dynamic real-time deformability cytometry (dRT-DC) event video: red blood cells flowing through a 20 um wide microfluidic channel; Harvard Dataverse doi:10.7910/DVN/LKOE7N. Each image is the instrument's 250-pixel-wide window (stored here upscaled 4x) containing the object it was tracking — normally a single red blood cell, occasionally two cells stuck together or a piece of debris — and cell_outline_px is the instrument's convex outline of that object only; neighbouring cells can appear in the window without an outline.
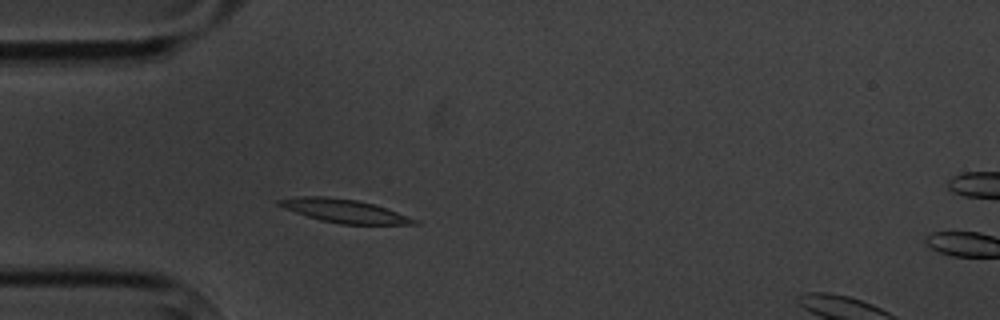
{"species": "common noctule bat (a hibernating species)", "species_latin": "Nyctalus noctula", "temperature_condition": "cold", "stored_images_in_passage": 4, "camera_frame_rate_fps": 3000, "um_per_image_px": 0.085, "animal": {"sex": "male", "body_mass_g": 20.1, "forearm_length_mm": 53.5}, "frame": {"image": 1, "passage_image": 3, "time_ms": 2.0, "image_size_px": [1000, 320], "cell_outline_px": [[420, 224], [340, 224], [320, 220], [284, 208], [276, 204], [276, 200], [300, 196], [324, 196], [356, 200], [372, 204], [420, 220]], "centroid_in_image_um": [29.25, 17.93], "position_along_channel_um": 55.8, "area_um2": 18.15}}